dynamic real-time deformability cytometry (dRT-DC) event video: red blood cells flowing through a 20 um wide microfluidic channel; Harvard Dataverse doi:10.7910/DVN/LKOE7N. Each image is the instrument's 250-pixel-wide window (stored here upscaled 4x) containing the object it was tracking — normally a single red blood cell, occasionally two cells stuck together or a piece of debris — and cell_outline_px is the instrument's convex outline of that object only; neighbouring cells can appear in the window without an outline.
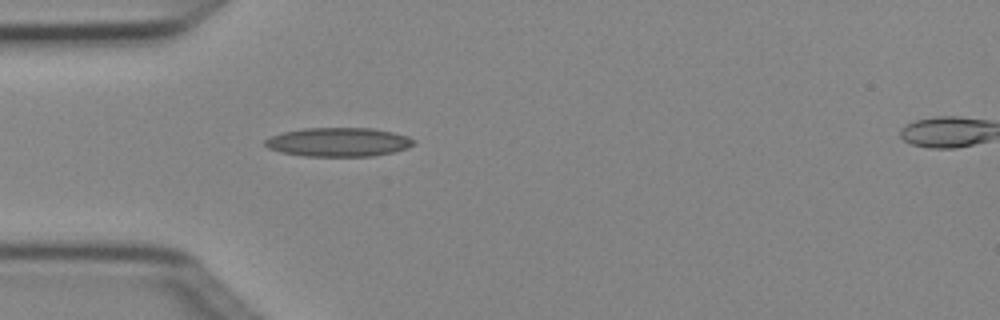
{"species": "Egyptian fruit bat (a non-hibernating species)", "species_latin": "Rousettus aegyptiacus", "temperature_condition": "cold", "stored_images_in_passage": 5, "segment_of_instrument_passage": [1, 2], "camera_frame_rate_fps": 3000, "um_per_image_px": 0.085, "animal": {"sex": "female"}, "frame": {"image": 1, "passage_image": 4, "time_ms": 1.0, "image_size_px": [1000, 320], "cell_outline_px": [[416, 144], [408, 148], [392, 152], [372, 156], [304, 156], [280, 152], [268, 148], [264, 144], [264, 140], [272, 136], [284, 132], [304, 128], [372, 128], [392, 132], [408, 136], [416, 140]], "centroid_in_image_um": [28.79, 12.08], "position_along_channel_um": 56.2, "area_um2": 25.09}}